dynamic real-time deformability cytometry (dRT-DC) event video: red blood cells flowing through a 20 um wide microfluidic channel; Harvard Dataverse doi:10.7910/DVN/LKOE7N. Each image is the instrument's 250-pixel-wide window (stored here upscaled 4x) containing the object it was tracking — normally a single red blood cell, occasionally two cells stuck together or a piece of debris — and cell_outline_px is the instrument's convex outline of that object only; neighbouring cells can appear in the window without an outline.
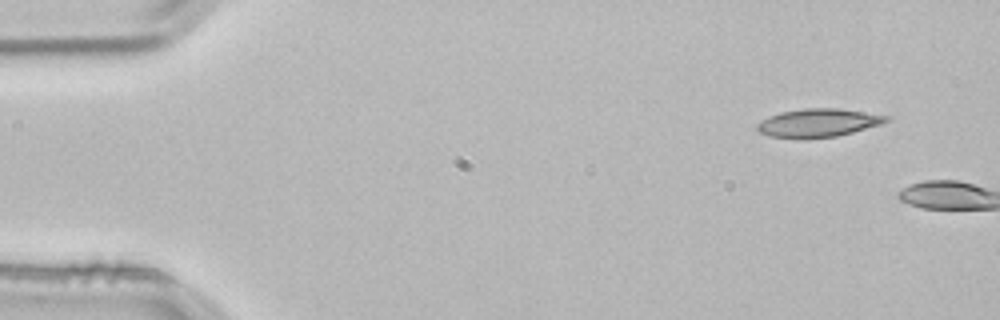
{"species": "common noctule bat (a hibernating species)", "species_latin": "Nyctalus noctula", "temperature_condition": "room temperature", "stored_images_in_passage": 2, "camera_frame_rate_fps": 3000, "um_per_image_px": 0.085, "animal": {"sex": "male", "body_mass_g": 21.5, "forearm_length_mm": 52.0}, "frame": {"image": 1, "passage_image": 1, "time_ms": 0.0, "image_size_px": [1000, 320], "cell_outline_px": [[892, 120], [884, 124], [836, 136], [804, 140], [768, 136], [760, 132], [756, 128], [756, 124], [780, 112], [804, 108], [836, 108], [888, 116]], "centroid_in_image_um": [69.56, 10.46], "position_along_channel_um": 15.4, "area_um2": 21.44}}